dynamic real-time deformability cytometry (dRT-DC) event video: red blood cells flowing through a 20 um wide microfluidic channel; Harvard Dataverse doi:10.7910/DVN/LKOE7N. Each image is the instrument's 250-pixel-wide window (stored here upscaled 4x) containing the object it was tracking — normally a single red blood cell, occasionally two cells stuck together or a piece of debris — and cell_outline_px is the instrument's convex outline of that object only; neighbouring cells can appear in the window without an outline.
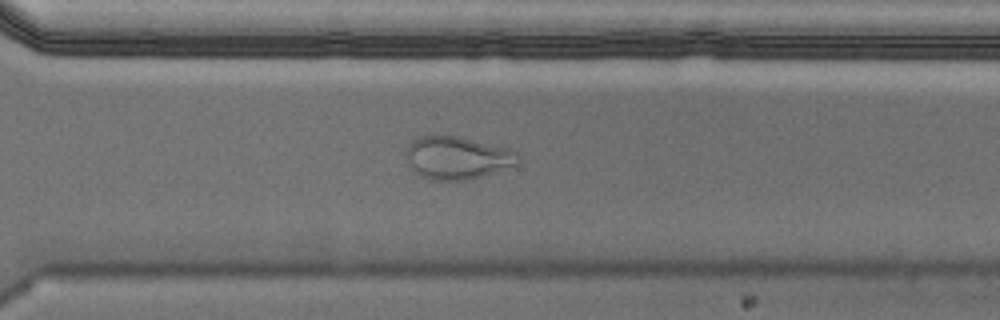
{"species": "Egyptian fruit bat (a non-hibernating species)", "species_latin": "Rousettus aegyptiacus", "temperature_condition": "cold", "stored_images_in_passage": 57, "camera_frame_rate_fps": 3000, "um_per_image_px": 0.085, "animal": {"sex": "male"}, "frame": {"image": 1, "passage_image": 41, "time_ms": 13.333, "image_size_px": [1000, 320], "cell_outline_px": [[520, 164], [496, 172], [464, 180], [432, 180], [420, 176], [412, 168], [404, 156], [404, 152], [408, 144], [416, 136], [428, 132], [432, 132], [460, 136], [508, 148], [516, 152], [520, 156]], "centroid_in_image_um": [38.81, 13.35], "position_along_channel_um": 331.8, "area_um2": 28.9}, "authors_computed_cell_mechanics": {"area_um2": 21.2704, "velocity_mm_per_s": 3.5546, "shape_relaxation_time_tau1_ms": null, "shape_relaxation_time_tau2_ms": 1.0875, "deformation_change_tau1": null, "deformation_change_tau2": 0.0596}}